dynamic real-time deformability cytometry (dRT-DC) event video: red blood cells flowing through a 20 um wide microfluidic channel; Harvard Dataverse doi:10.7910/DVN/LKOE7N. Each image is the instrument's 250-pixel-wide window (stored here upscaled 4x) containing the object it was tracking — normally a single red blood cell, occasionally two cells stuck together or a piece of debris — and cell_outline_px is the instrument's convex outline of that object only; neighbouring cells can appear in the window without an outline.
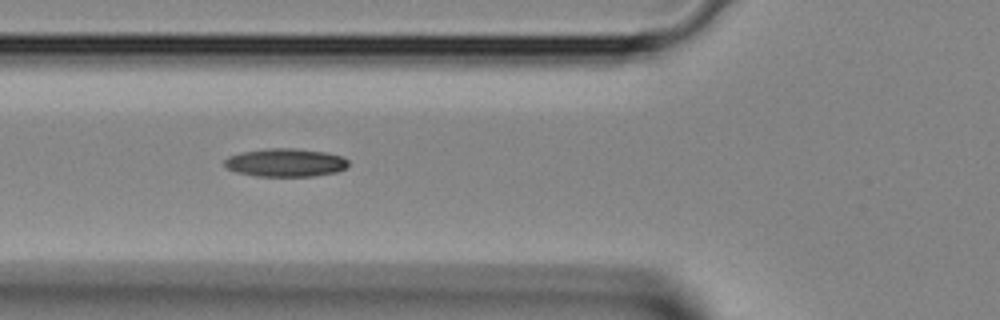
{"species": "Egyptian fruit bat (a non-hibernating species)", "species_latin": "Rousettus aegyptiacus", "temperature_condition": "room temperature", "stored_images_in_passage": 2, "camera_frame_rate_fps": 3000, "um_per_image_px": 0.085, "animal": {"sex": "female"}, "frame": {"image": 1, "passage_image": 2, "time_ms": 0.333, "image_size_px": [1000, 320], "cell_outline_px": [[348, 164], [344, 168], [336, 172], [312, 176], [256, 176], [236, 172], [228, 168], [224, 164], [224, 160], [228, 156], [240, 152], [268, 148], [296, 148], [328, 152], [344, 156], [348, 160]], "centroid_in_image_um": [24.27, 13.81], "position_along_channel_um": 101.5, "area_um2": 20.52}}